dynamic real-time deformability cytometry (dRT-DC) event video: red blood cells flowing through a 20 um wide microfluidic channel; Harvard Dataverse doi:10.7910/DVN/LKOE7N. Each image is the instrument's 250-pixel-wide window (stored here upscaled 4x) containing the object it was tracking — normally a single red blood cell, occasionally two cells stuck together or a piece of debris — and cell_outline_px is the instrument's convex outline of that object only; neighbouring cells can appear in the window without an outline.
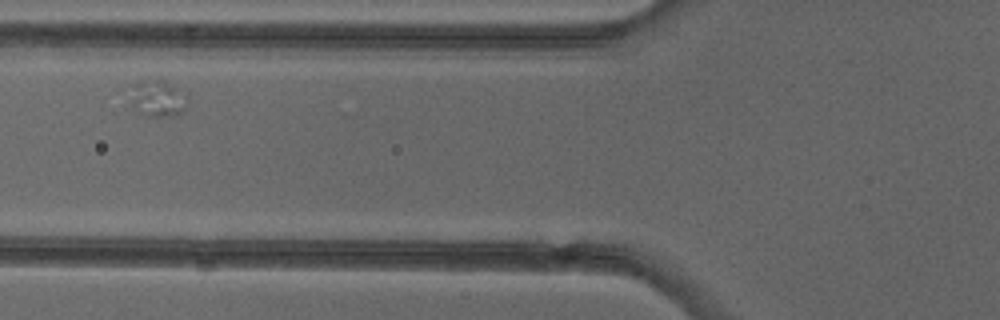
{"species": "common noctule bat (a hibernating species)", "species_latin": "Nyctalus noctula", "temperature_condition": "cold", "stored_images_in_passage": 3, "camera_frame_rate_fps": 3000, "um_per_image_px": 0.085, "animal": {"sex": "female"}, "frame": {"image": 1, "passage_image": 2, "time_ms": 1.333, "image_size_px": [1000, 320], "cell_outline_px": [[188, 104], [184, 112], [172, 116], [144, 116], [132, 104], [132, 100], [136, 88], [144, 80], [164, 80], [188, 92]], "centroid_in_image_um": [13.58, 8.39], "position_along_channel_um": 112.2, "area_um2": 11.96}}